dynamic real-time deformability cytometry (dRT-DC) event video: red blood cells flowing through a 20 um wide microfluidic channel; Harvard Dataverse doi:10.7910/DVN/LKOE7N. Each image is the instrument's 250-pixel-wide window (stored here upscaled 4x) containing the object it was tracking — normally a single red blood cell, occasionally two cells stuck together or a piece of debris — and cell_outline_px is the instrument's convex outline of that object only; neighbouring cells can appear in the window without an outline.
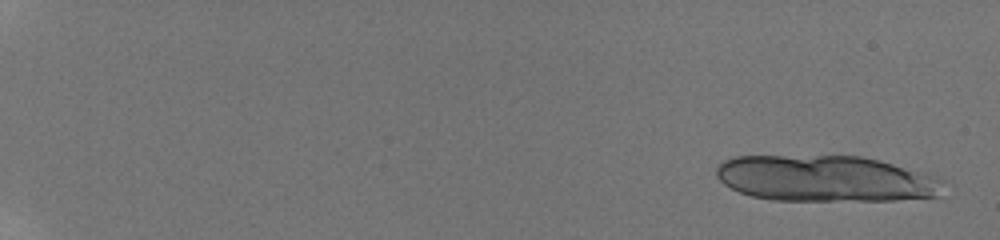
{"species": "human", "species_latin": "Homo sapiens", "temperature_condition": "room temperature", "stored_images_in_passage": 9, "camera_frame_rate_fps": 3000, "um_per_image_px": 0.085, "donor": {"sex": "male"}, "frame": {"image": 1, "passage_image": 1, "time_ms": 0.0, "image_size_px": [1000, 240], "cell_outline_px": [[944, 180], [936, 196], [896, 200], [772, 200], [752, 196], [740, 192], [724, 184], [716, 176], [716, 168], [724, 160], [732, 156], [860, 156], [924, 172], [936, 176]], "centroid_in_image_um": [70.13, 15.18], "position_along_channel_um": 14.9, "area_um2": 60.75}}
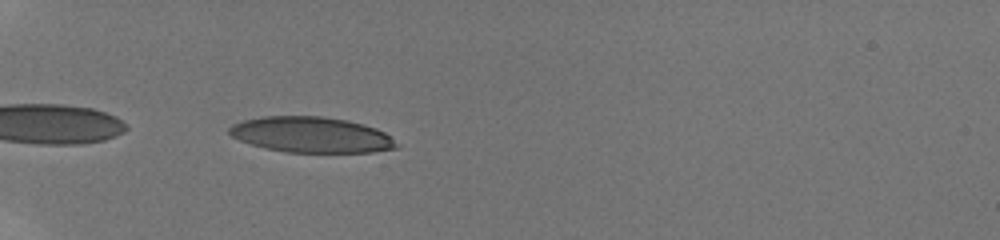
{"frame": {"image": 2, "passage_image": 7, "time_ms": 6.333, "image_size_px": [1000, 240], "cell_outline_px": [[400, 148], [372, 152], [284, 152], [264, 148], [240, 140], [232, 136], [228, 132], [228, 128], [232, 124], [244, 120], [264, 116], [320, 116], [348, 120], [364, 124], [376, 128], [384, 132], [400, 144]], "centroid_in_image_um": [26.49, 11.45], "position_along_channel_um": 58.5, "area_um2": 34.91}}
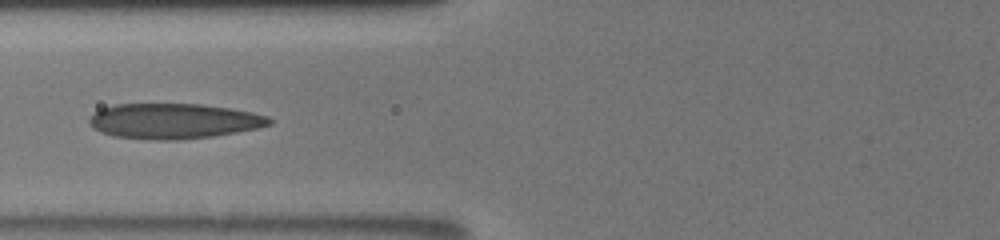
{"frame": {"image": 3, "passage_image": 9, "time_ms": 8.333, "image_size_px": [1000, 240], "cell_outline_px": [[272, 124], [256, 128], [236, 132], [212, 136], [180, 140], [148, 140], [112, 136], [100, 132], [88, 124], [88, 120], [100, 108], [116, 104], [200, 104], [228, 108], [252, 112], [268, 116], [272, 120]], "centroid_in_image_um": [14.73, 10.3], "position_along_channel_um": 111.1, "area_um2": 37.11}}